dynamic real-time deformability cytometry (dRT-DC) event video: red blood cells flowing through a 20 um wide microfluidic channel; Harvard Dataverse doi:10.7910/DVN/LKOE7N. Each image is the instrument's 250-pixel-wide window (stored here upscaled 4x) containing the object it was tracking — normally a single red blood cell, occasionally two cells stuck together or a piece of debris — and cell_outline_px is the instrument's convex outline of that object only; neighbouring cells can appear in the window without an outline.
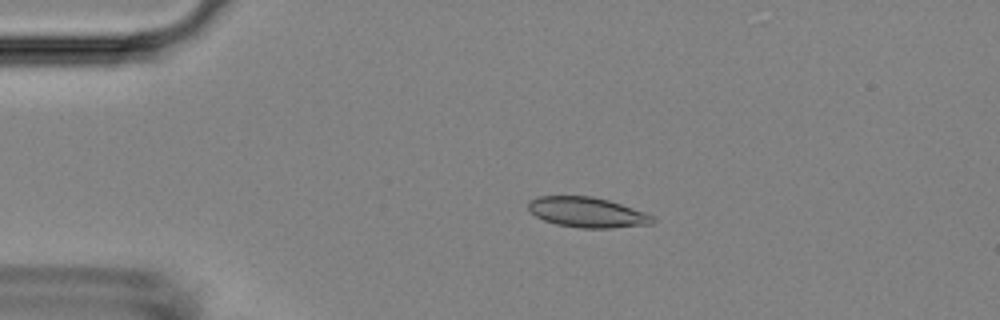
{"species": "Egyptian fruit bat (a non-hibernating species)", "species_latin": "Rousettus aegyptiacus", "temperature_condition": "room temperature", "stored_images_in_passage": 12, "camera_frame_rate_fps": 3000, "um_per_image_px": 0.085, "animal": {"sex": "female"}, "frame": {"image": 1, "passage_image": 4, "time_ms": 1.0, "image_size_px": [1000, 320], "cell_outline_px": [[656, 220], [652, 224], [612, 228], [580, 228], [556, 224], [544, 220], [536, 216], [528, 208], [528, 200], [536, 196], [592, 196], [608, 200], [644, 212], [652, 216]], "centroid_in_image_um": [49.89, 18.05], "position_along_channel_um": 35.1, "area_um2": 21.85}}
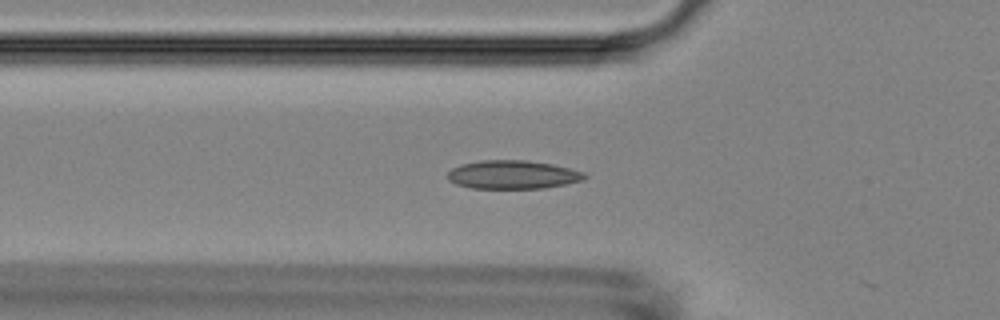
{"frame": {"image": 2, "passage_image": 11, "time_ms": 3.333, "image_size_px": [1000, 320], "cell_outline_px": [[588, 176], [584, 180], [544, 188], [472, 188], [456, 184], [448, 180], [448, 172], [452, 168], [460, 164], [480, 160], [528, 160], [552, 164], [584, 172]], "centroid_in_image_um": [43.57, 14.84], "position_along_channel_um": 82.2, "area_um2": 22.77}}